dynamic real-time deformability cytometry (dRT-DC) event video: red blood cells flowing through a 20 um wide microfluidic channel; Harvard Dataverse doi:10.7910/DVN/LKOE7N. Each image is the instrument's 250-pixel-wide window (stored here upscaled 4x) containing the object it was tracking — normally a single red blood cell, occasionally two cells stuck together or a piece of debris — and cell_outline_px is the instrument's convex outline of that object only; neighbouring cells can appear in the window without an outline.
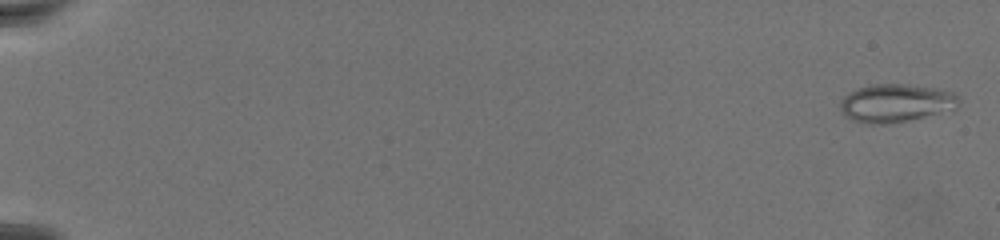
{"species": "common noctule bat (a hibernating species)", "species_latin": "Nyctalus noctula", "temperature_condition": "warm", "stored_images_in_passage": 75, "camera_frame_rate_fps": 3000, "um_per_image_px": 0.085, "animal": {"sex": "female", "body_mass_g": 19.5, "forearm_length_mm": 54.1}, "frame": {"image": 1, "passage_image": 2, "time_ms": 0.333, "image_size_px": [1000, 240], "cell_outline_px": [[960, 100], [956, 108], [952, 112], [892, 124], [868, 124], [852, 120], [844, 116], [840, 112], [840, 100], [848, 92], [872, 84], [908, 84], [940, 88], [952, 92]], "centroid_in_image_um": [76.18, 8.78], "position_along_channel_um": 8.8, "area_um2": 27.17}}
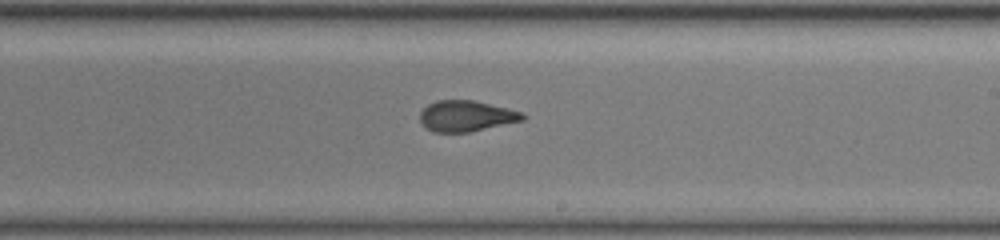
{"frame": {"image": 2, "passage_image": 48, "time_ms": 15.667, "image_size_px": [1000, 240], "cell_outline_px": [[528, 116], [524, 120], [468, 132], [432, 132], [424, 128], [420, 120], [420, 112], [428, 104], [436, 100], [472, 100], [524, 112]], "centroid_in_image_um": [39.62, 9.86], "position_along_channel_um": 249.4, "area_um2": 18.55}}
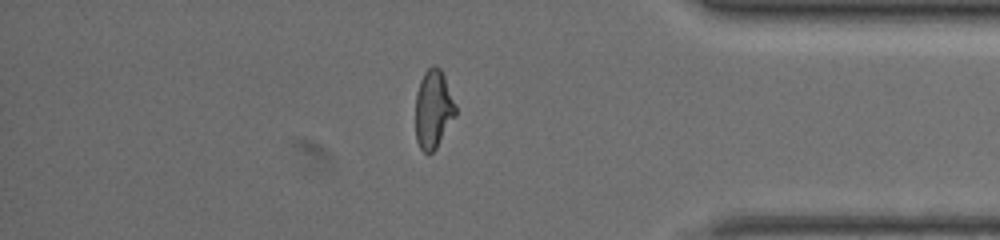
{"frame": {"image": 3, "passage_image": 65, "time_ms": 21.333, "image_size_px": [1000, 240], "cell_outline_px": [[456, 116], [436, 148], [428, 156], [420, 148], [416, 140], [416, 92], [420, 80], [424, 72], [432, 64], [440, 68], [444, 76], [456, 104]], "centroid_in_image_um": [36.83, 9.29], "position_along_channel_um": 398.4, "area_um2": 18.5}}